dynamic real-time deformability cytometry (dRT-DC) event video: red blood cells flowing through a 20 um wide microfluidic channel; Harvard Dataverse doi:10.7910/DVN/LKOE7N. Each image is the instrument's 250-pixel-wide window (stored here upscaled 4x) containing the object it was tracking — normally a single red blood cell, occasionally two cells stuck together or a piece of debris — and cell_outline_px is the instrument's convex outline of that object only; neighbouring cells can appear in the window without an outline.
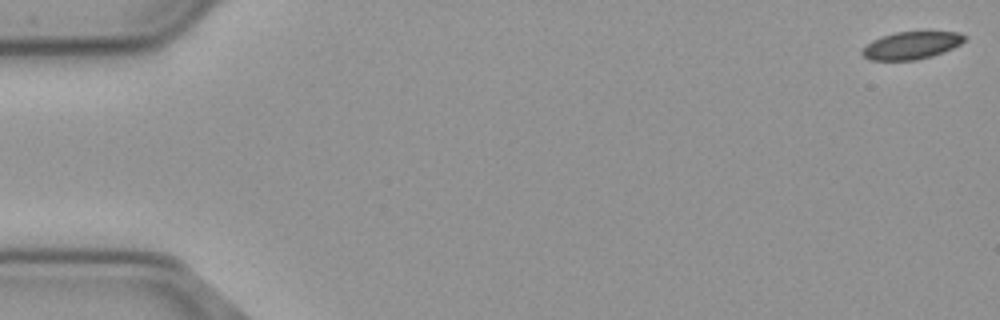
{"species": "common noctule bat (a hibernating species)", "species_latin": "Nyctalus noctula", "temperature_condition": "cold", "stored_images_in_passage": 56, "camera_frame_rate_fps": 3000, "um_per_image_px": 0.085, "animal": {"sex": "male", "body_mass_g": 23.1, "forearm_length_mm": 52.7}, "frame": {"image": 1, "passage_image": 1, "time_ms": 0.0, "image_size_px": [1000, 320], "cell_outline_px": [[968, 36], [960, 44], [944, 52], [932, 56], [916, 60], [868, 60], [860, 52], [872, 40], [880, 36], [896, 32], [960, 32]], "centroid_in_image_um": [77.47, 3.86], "position_along_channel_um": 7.5, "area_um2": 16.42}}
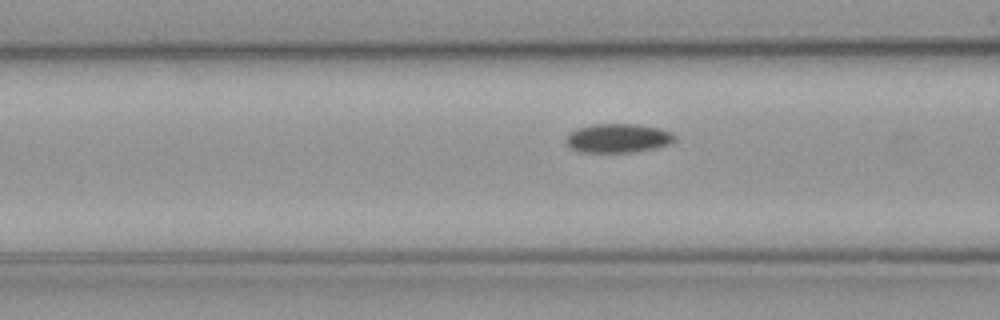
{"frame": {"image": 2, "passage_image": 22, "time_ms": 7.0, "image_size_px": [1000, 320], "cell_outline_px": [[676, 140], [668, 144], [656, 148], [628, 152], [584, 152], [572, 148], [568, 144], [568, 136], [576, 128], [592, 124], [636, 124], [660, 128], [672, 132], [676, 136]], "centroid_in_image_um": [52.59, 11.73], "position_along_channel_um": 114.0, "area_um2": 18.15}}
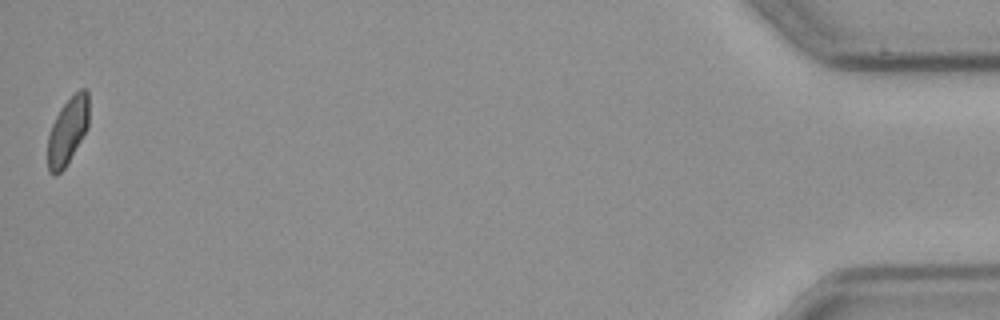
{"frame": {"image": 3, "passage_image": 56, "time_ms": 18.333, "image_size_px": [1000, 320], "cell_outline_px": [[88, 128], [64, 168], [56, 176], [48, 172], [48, 136], [52, 124], [60, 108], [80, 88], [84, 88], [88, 92]], "centroid_in_image_um": [5.75, 11.13], "position_along_channel_um": 429.5, "area_um2": 15.9}}